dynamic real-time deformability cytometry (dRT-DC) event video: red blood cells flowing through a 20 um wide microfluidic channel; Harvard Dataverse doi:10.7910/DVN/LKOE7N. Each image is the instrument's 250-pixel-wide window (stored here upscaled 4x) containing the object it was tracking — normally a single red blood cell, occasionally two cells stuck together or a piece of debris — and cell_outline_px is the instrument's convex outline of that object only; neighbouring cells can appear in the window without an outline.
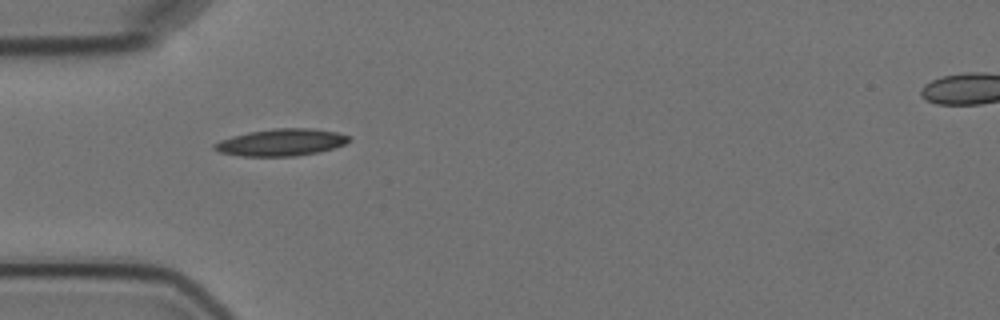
{"species": "Egyptian fruit bat (a non-hibernating species)", "species_latin": "Rousettus aegyptiacus", "temperature_condition": "cold", "stored_images_in_passage": 13, "camera_frame_rate_fps": 3000, "um_per_image_px": 0.085, "animal": {"sex": "female"}, "frame": {"image": 1, "passage_image": 4, "time_ms": 5.0, "image_size_px": [1000, 320], "cell_outline_px": [[352, 140], [344, 144], [332, 148], [316, 152], [296, 156], [240, 156], [220, 152], [212, 148], [212, 144], [220, 140], [232, 136], [248, 132], [276, 128], [312, 128], [336, 132], [352, 136]], "centroid_in_image_um": [23.9, 12.09], "position_along_channel_um": 61.1, "area_um2": 21.21}}
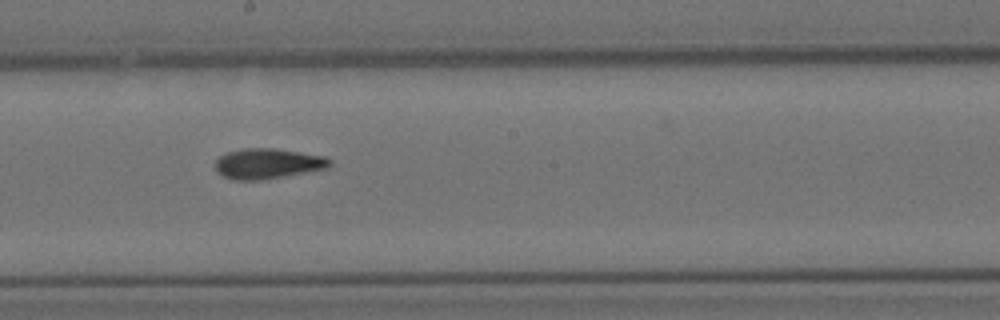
{"frame": {"image": 2, "passage_image": 8, "time_ms": 9.667, "image_size_px": [1000, 320], "cell_outline_px": [[332, 164], [328, 168], [284, 176], [260, 180], [232, 180], [216, 172], [216, 160], [220, 156], [228, 152], [244, 148], [276, 148], [324, 156], [332, 160]], "centroid_in_image_um": [22.76, 13.9], "position_along_channel_um": 225.4, "area_um2": 20.23}}
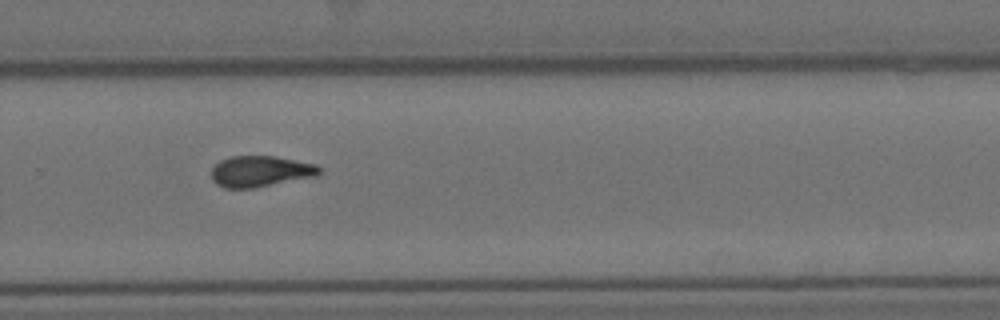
{"frame": {"image": 3, "passage_image": 10, "time_ms": 12.0, "image_size_px": [1000, 320], "cell_outline_px": [[320, 172], [316, 176], [252, 188], [224, 188], [216, 184], [212, 180], [212, 168], [220, 160], [232, 156], [276, 156], [316, 164], [320, 168]], "centroid_in_image_um": [22.12, 14.56], "position_along_channel_um": 307.7, "area_um2": 19.42}}